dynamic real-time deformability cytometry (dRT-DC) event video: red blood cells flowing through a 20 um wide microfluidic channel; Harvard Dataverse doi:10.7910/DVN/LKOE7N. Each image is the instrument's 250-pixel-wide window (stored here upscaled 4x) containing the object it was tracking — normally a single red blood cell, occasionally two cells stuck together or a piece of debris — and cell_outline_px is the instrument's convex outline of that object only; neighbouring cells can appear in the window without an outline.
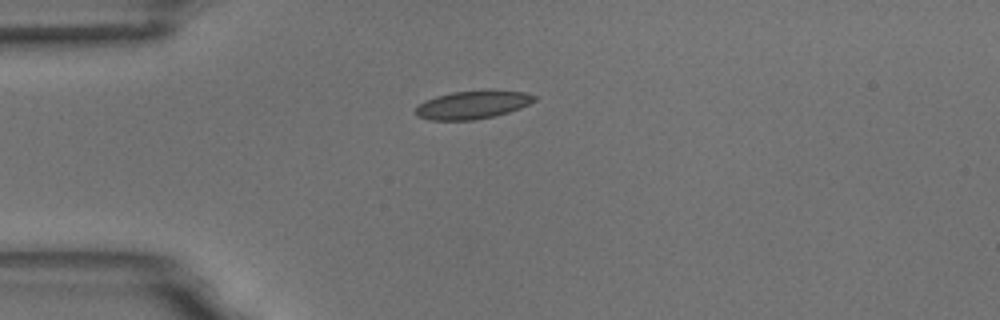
{"species": "common noctule bat (a hibernating species)", "species_latin": "Nyctalus noctula", "temperature_condition": "room temperature", "stored_images_in_passage": 6, "camera_frame_rate_fps": 3000, "um_per_image_px": 0.085, "animal": {"sex": "male", "body_mass_g": 18.8}, "frame": {"image": 1, "passage_image": 1, "time_ms": 0.0, "image_size_px": [1000, 320], "cell_outline_px": [[536, 100], [520, 108], [496, 116], [472, 120], [428, 120], [416, 116], [412, 112], [424, 100], [436, 96], [452, 92], [524, 92], [536, 96]], "centroid_in_image_um": [40.08, 8.95], "position_along_channel_um": 44.9, "area_um2": 19.02}}
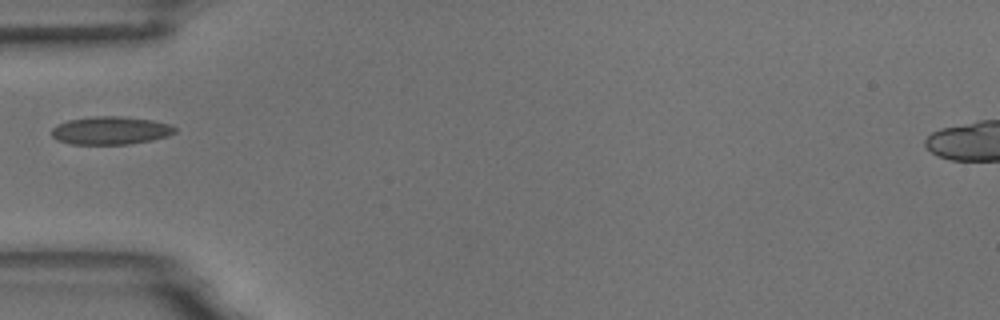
{"frame": {"image": 2, "passage_image": 2, "time_ms": 1.333, "image_size_px": [1000, 320], "cell_outline_px": [[176, 132], [168, 136], [152, 140], [128, 144], [72, 144], [56, 140], [52, 136], [52, 128], [56, 124], [68, 120], [92, 116], [120, 116], [152, 120], [168, 124], [176, 128]], "centroid_in_image_um": [9.37, 11.09], "position_along_channel_um": 75.6, "area_um2": 20.17}}
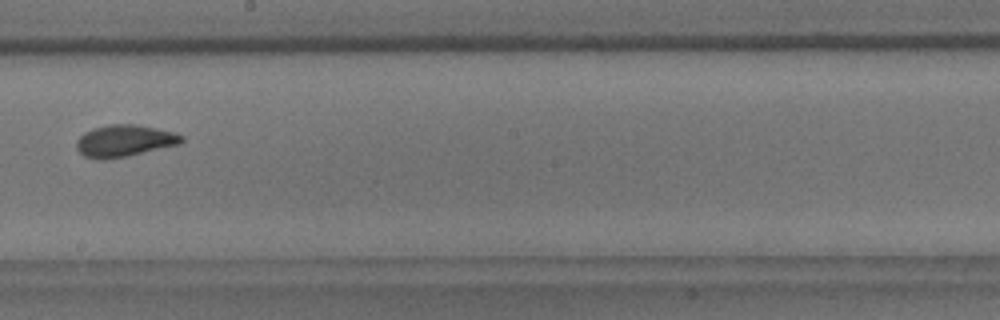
{"frame": {"image": 3, "passage_image": 6, "time_ms": 5.667, "image_size_px": [1000, 320], "cell_outline_px": [[184, 140], [180, 144], [128, 156], [104, 160], [100, 160], [84, 156], [76, 148], [76, 140], [84, 132], [92, 128], [112, 124], [136, 124], [156, 128], [172, 132], [184, 136]], "centroid_in_image_um": [10.56, 11.97], "position_along_channel_um": 237.6, "area_um2": 19.59}}